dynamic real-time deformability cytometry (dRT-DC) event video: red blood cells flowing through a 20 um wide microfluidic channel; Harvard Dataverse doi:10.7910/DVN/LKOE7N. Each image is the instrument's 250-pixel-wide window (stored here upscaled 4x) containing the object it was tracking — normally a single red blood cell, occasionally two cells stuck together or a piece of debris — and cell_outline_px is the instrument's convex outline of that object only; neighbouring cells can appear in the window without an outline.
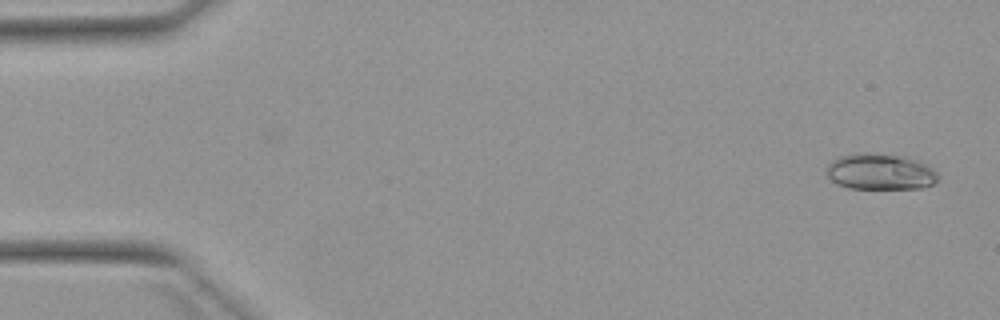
{"species": "Egyptian fruit bat (a non-hibernating species)", "species_latin": "Rousettus aegyptiacus", "temperature_condition": "warm", "stored_images_in_passage": 5, "camera_frame_rate_fps": 3000, "um_per_image_px": 0.085, "animal": {"sex": "female"}, "frame": {"image": 1, "passage_image": 1, "time_ms": 0.0, "image_size_px": [1000, 320], "cell_outline_px": [[940, 176], [932, 184], [924, 188], [848, 188], [836, 184], [828, 176], [828, 164], [836, 156], [864, 152], [868, 152], [904, 156], [920, 160], [928, 164]], "centroid_in_image_um": [74.84, 14.58], "position_along_channel_um": 10.2, "area_um2": 23.7}}